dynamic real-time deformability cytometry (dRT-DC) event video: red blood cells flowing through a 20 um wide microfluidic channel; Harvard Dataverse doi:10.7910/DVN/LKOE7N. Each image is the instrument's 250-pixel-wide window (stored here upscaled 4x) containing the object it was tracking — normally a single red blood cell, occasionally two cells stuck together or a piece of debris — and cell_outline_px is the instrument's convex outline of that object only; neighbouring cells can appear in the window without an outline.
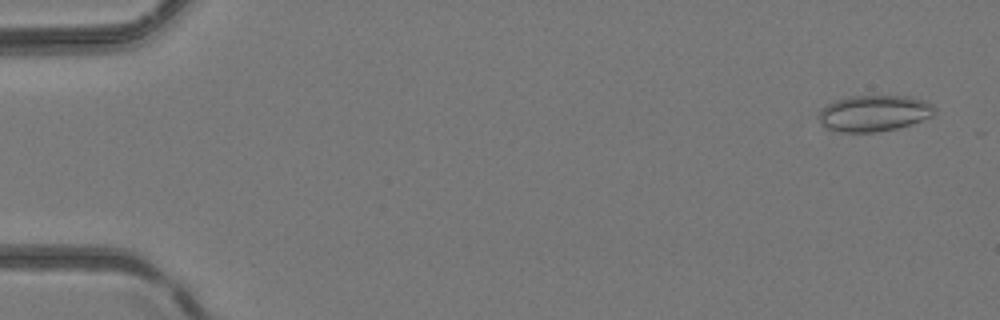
{"species": "common noctule bat (a hibernating species)", "species_latin": "Nyctalus noctula", "temperature_condition": "room temperature", "stored_images_in_passage": 17, "camera_frame_rate_fps": 3000, "um_per_image_px": 0.085, "animal": {"sex": "female", "body_mass_g": 24.6, "forearm_length_mm": 56.2}, "frame": {"image": 1, "passage_image": 3, "time_ms": 0.667, "image_size_px": [1000, 320], "cell_outline_px": [[936, 112], [932, 116], [912, 124], [896, 128], [876, 132], [840, 132], [824, 128], [820, 124], [816, 116], [820, 108], [836, 100], [848, 96], [908, 96], [932, 104], [936, 108]], "centroid_in_image_um": [74.23, 9.63], "position_along_channel_um": 10.8, "area_um2": 24.68}}